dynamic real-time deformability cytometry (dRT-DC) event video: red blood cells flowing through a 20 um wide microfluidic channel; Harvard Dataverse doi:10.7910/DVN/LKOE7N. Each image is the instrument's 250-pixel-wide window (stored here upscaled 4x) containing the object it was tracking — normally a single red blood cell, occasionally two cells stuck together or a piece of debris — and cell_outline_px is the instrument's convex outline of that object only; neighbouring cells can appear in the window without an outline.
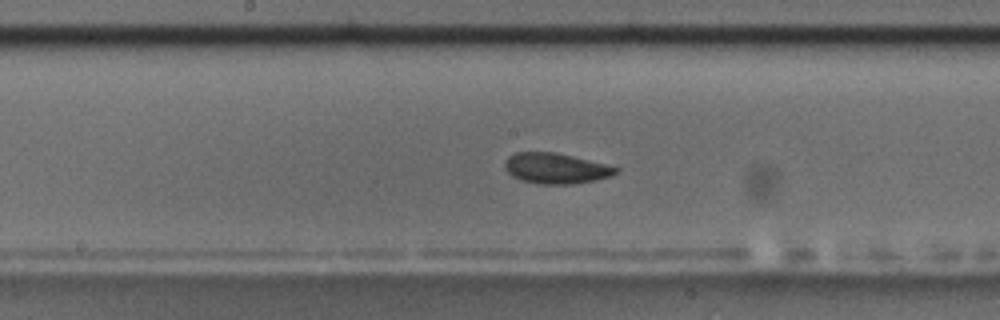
{"species": "common noctule bat (a hibernating species)", "species_latin": "Nyctalus noctula", "temperature_condition": "room temperature", "stored_images_in_passage": 51, "camera_frame_rate_fps": 3000, "um_per_image_px": 0.085, "animal": {"sex": "male", "body_mass_g": 17.5, "forearm_length_mm": 52.3}, "frame": {"image": 1, "passage_image": 22, "time_ms": 7.0, "image_size_px": [1000, 320], "cell_outline_px": [[620, 168], [612, 176], [596, 180], [572, 184], [540, 184], [520, 180], [512, 176], [504, 168], [504, 160], [508, 156], [516, 152], [556, 152]], "centroid_in_image_um": [47.2, 14.31], "position_along_channel_um": 201.0, "area_um2": 19.77}, "authors_computed_cell_mechanics": {"area_um2": 19.4786, "velocity_mm_per_s": 3.5098, "shape_relaxation_time_tau1_ms": 3.5152, "shape_relaxation_time_tau2_ms": 3.0256, "deformation_change_tau1": 0.1151, "deformation_change_tau2": 0.0883}}